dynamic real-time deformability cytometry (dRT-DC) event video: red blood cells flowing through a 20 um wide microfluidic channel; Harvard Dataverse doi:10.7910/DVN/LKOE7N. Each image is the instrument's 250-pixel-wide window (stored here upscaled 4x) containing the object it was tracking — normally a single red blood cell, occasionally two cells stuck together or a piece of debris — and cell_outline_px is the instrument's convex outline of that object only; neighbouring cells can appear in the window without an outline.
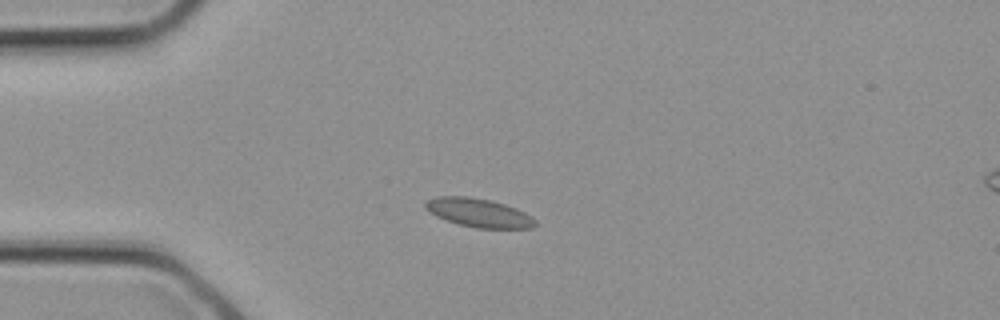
{"species": "common noctule bat (a hibernating species)", "species_latin": "Nyctalus noctula", "temperature_condition": "cold", "stored_images_in_passage": 1, "camera_frame_rate_fps": 3000, "um_per_image_px": 0.085, "animal": {"sex": "female", "body_mass_g": 21.9}, "frame": {"image": 1, "passage_image": 1, "time_ms": 0.0, "image_size_px": [1000, 320], "cell_outline_px": [[536, 224], [532, 228], [476, 228], [460, 224], [436, 216], [428, 212], [424, 208], [424, 204], [428, 200], [436, 196], [468, 196], [492, 200], [516, 208], [532, 216], [536, 220]], "centroid_in_image_um": [40.69, 18.07], "position_along_channel_um": 44.3, "area_um2": 18.38}}